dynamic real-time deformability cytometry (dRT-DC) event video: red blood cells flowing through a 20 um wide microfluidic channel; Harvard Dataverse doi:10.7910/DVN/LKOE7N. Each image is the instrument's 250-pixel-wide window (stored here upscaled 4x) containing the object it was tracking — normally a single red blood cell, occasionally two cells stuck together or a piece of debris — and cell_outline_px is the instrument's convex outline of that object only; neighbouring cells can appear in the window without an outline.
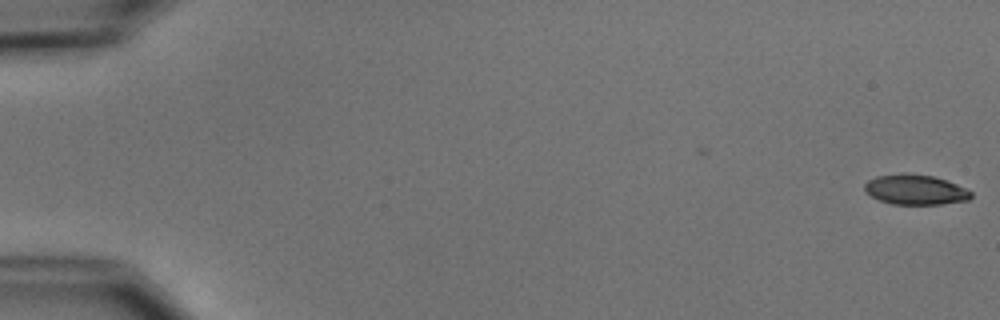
{"species": "common noctule bat (a hibernating species)", "species_latin": "Nyctalus noctula", "temperature_condition": "cold", "stored_images_in_passage": 3, "camera_frame_rate_fps": 3000, "um_per_image_px": 0.085, "animal": {"sex": "male", "body_mass_g": 15.6}, "frame": {"image": 1, "passage_image": 3, "time_ms": 0.667, "image_size_px": [1000, 320], "cell_outline_px": [[972, 196], [968, 200], [940, 204], [892, 204], [880, 200], [864, 192], [864, 184], [868, 180], [876, 176], [904, 172], [932, 176], [956, 184], [972, 192]], "centroid_in_image_um": [77.76, 16.11], "position_along_channel_um": 7.2, "area_um2": 18.61}}